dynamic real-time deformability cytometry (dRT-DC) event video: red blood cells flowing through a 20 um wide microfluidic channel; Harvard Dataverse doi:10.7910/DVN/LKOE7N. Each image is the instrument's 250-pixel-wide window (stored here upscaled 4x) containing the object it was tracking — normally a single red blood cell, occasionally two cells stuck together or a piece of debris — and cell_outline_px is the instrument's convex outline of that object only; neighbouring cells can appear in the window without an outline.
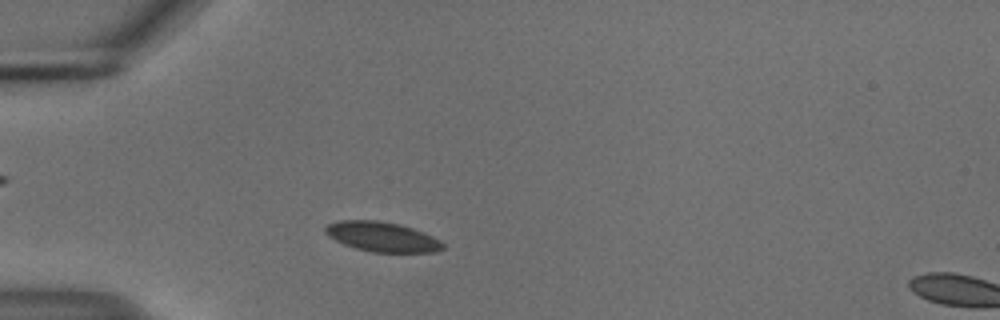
{"species": "common noctule bat (a hibernating species)", "species_latin": "Nyctalus noctula", "temperature_condition": "cold", "stored_images_in_passage": 7, "camera_frame_rate_fps": 3000, "um_per_image_px": 0.085, "animal": {"sex": "male", "body_mass_g": 18.8}, "frame": {"image": 1, "passage_image": 5, "time_ms": 1.333, "image_size_px": [1000, 320], "cell_outline_px": [[444, 248], [436, 252], [372, 252], [356, 248], [344, 244], [328, 236], [324, 232], [324, 228], [328, 224], [340, 220], [380, 220], [400, 224], [412, 228], [432, 236], [440, 240], [444, 244]], "centroid_in_image_um": [32.47, 20.12], "position_along_channel_um": 52.5, "area_um2": 20.4}}